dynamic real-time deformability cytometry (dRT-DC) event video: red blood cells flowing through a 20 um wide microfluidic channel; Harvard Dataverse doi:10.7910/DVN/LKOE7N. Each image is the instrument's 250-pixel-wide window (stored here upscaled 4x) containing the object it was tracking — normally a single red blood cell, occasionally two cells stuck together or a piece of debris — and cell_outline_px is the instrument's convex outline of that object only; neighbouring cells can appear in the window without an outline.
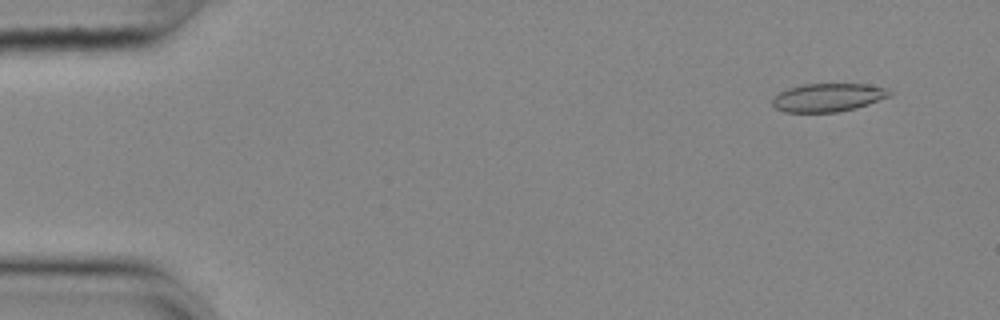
{"species": "common noctule bat (a hibernating species)", "species_latin": "Nyctalus noctula", "temperature_condition": "cold", "stored_images_in_passage": 55, "camera_frame_rate_fps": 3000, "um_per_image_px": 0.085, "animal": {"sex": "female", "body_mass_g": 25.1}, "frame": {"image": 1, "passage_image": 4, "time_ms": 1.0, "image_size_px": [1000, 320], "cell_outline_px": [[892, 96], [856, 108], [836, 112], [784, 112], [776, 108], [772, 104], [772, 100], [780, 92], [788, 88], [804, 84], [868, 84], [888, 88], [892, 92]], "centroid_in_image_um": [70.43, 8.28], "position_along_channel_um": 14.6, "area_um2": 19.36}}
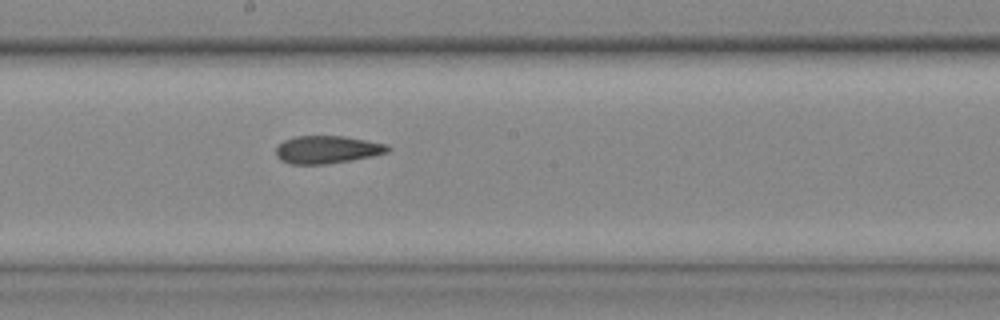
{"frame": {"image": 2, "passage_image": 30, "time_ms": 9.667, "image_size_px": [1000, 320], "cell_outline_px": [[392, 148], [388, 152], [372, 156], [324, 164], [288, 164], [280, 160], [276, 156], [276, 148], [284, 140], [296, 136], [344, 136], [388, 144]], "centroid_in_image_um": [27.8, 12.71], "position_along_channel_um": 220.4, "area_um2": 18.03}}
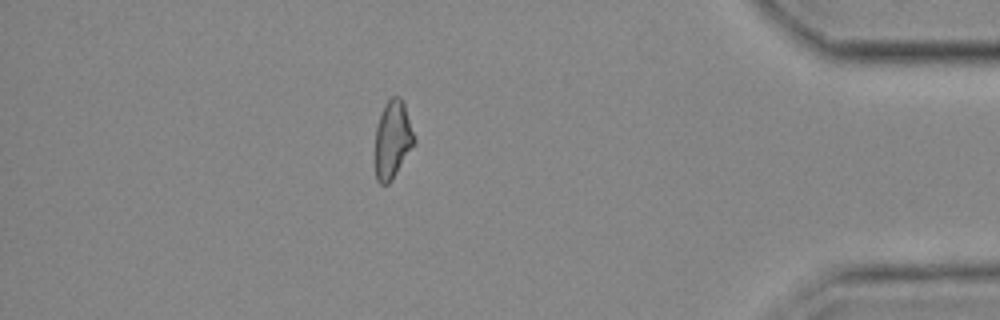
{"frame": {"image": 3, "passage_image": 48, "time_ms": 15.667, "image_size_px": [1000, 320], "cell_outline_px": [[416, 144], [392, 180], [388, 184], [380, 184], [376, 180], [376, 128], [384, 104], [392, 96], [400, 96], [404, 104], [416, 140]], "centroid_in_image_um": [33.39, 11.88], "position_along_channel_um": 401.8, "area_um2": 17.74}, "authors_computed_cell_mechanics": {"area_um2": 18.7272, "velocity_mm_per_s": 3.6722, "shape_relaxation_time_tau1_ms": null, "shape_relaxation_time_tau2_ms": 3.3649, "deformation_change_tau1": null, "deformation_change_tau2": 0.1089}}